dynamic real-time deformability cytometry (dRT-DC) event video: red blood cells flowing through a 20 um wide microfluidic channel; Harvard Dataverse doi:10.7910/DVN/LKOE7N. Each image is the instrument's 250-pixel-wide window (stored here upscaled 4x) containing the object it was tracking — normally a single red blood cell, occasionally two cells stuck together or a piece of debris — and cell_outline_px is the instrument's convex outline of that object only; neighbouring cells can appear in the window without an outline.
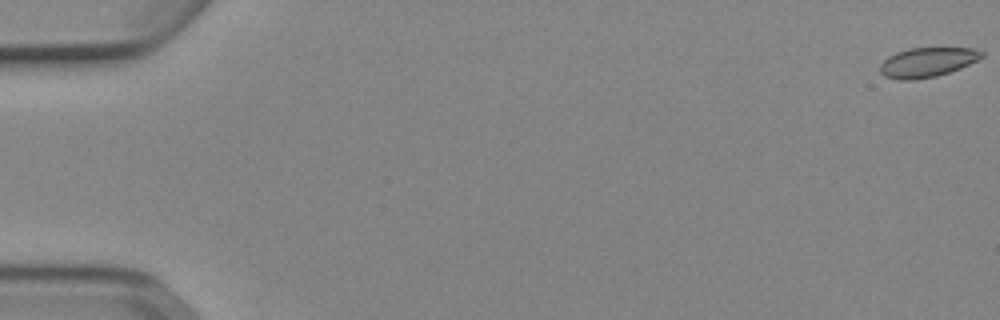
{"species": "Egyptian fruit bat (a non-hibernating species)", "species_latin": "Rousettus aegyptiacus", "temperature_condition": "cold", "stored_images_in_passage": 9, "camera_frame_rate_fps": 3000, "um_per_image_px": 0.085, "animal": {"sex": "female"}, "frame": {"image": 1, "passage_image": 1, "time_ms": 0.0, "image_size_px": [1000, 320], "cell_outline_px": [[984, 56], [960, 68], [936, 76], [916, 80], [900, 80], [884, 76], [880, 72], [880, 64], [888, 56], [896, 52], [908, 48], [972, 48], [984, 52]], "centroid_in_image_um": [78.78, 5.29], "position_along_channel_um": 6.2, "area_um2": 17.46}}